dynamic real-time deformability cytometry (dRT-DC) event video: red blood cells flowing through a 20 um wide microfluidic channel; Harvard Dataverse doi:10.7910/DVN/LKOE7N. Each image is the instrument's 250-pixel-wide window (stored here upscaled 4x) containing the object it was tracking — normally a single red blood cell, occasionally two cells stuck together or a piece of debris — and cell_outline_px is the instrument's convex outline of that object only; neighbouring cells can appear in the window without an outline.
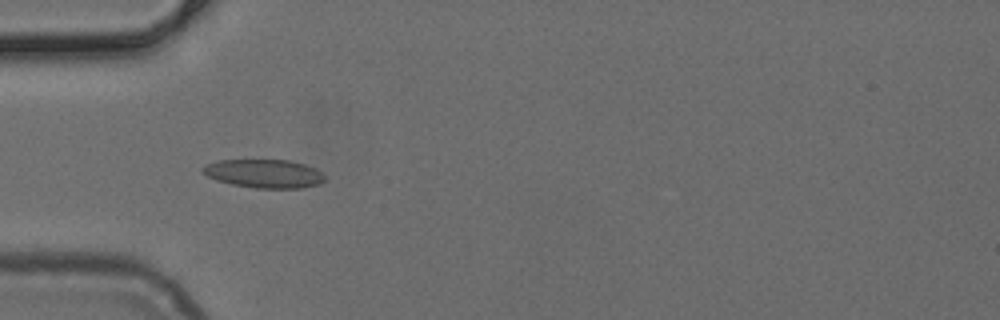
{"species": "common noctule bat (a hibernating species)", "species_latin": "Nyctalus noctula", "temperature_condition": "cold", "stored_images_in_passage": 39, "camera_frame_rate_fps": 3000, "um_per_image_px": 0.085, "animal": {"sex": "female", "body_mass_g": 24.6, "forearm_length_mm": 56.2}, "frame": {"image": 1, "passage_image": 4, "time_ms": 1.0, "image_size_px": [1000, 320], "cell_outline_px": [[324, 180], [320, 184], [300, 188], [256, 188], [232, 184], [216, 180], [208, 176], [200, 168], [216, 160], [288, 160], [304, 164], [316, 168], [324, 176]], "centroid_in_image_um": [22.46, 14.75], "position_along_channel_um": 62.5, "area_um2": 20.17}}
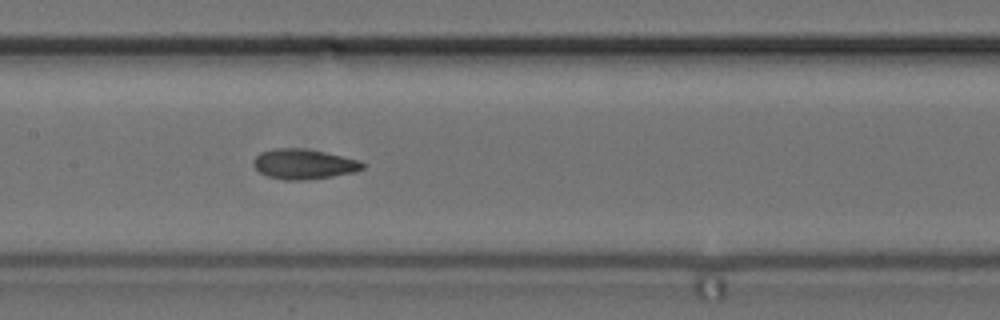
{"frame": {"image": 2, "passage_image": 13, "time_ms": 4.0, "image_size_px": [1000, 320], "cell_outline_px": [[364, 168], [356, 172], [332, 176], [300, 180], [284, 180], [268, 176], [260, 172], [252, 164], [252, 160], [260, 152], [272, 148], [300, 148], [324, 152], [360, 160], [364, 164]], "centroid_in_image_um": [25.8, 13.94], "position_along_channel_um": 181.6, "area_um2": 19.07}}
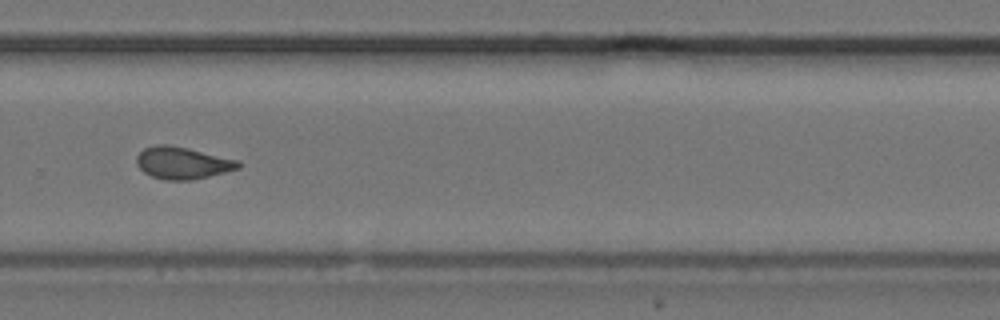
{"frame": {"image": 3, "passage_image": 23, "time_ms": 7.333, "image_size_px": [1000, 320], "cell_outline_px": [[240, 168], [192, 180], [164, 180], [152, 176], [144, 172], [136, 164], [136, 156], [144, 148], [156, 144], [164, 144], [188, 148], [240, 160]], "centroid_in_image_um": [15.5, 13.84], "position_along_channel_um": 314.3, "area_um2": 19.02}}